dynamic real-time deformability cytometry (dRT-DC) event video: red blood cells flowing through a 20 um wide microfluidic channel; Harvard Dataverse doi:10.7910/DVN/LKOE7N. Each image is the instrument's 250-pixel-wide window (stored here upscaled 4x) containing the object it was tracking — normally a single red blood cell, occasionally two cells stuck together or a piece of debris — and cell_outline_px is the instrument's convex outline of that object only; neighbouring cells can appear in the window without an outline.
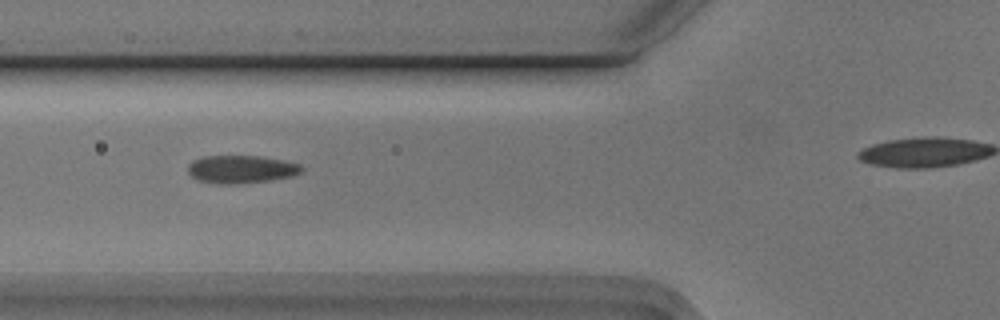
{"species": "Egyptian fruit bat (a non-hibernating species)", "species_latin": "Rousettus aegyptiacus", "temperature_condition": "cold", "stored_images_in_passage": 6, "segment_of_instrument_passage": [1, 2], "camera_frame_rate_fps": 3000, "um_per_image_px": 0.085, "animal": {"sex": "male"}, "frame": {"image": 1, "passage_image": 2, "time_ms": 0.333, "image_size_px": [1000, 320], "cell_outline_px": [[304, 168], [300, 172], [292, 176], [272, 180], [236, 184], [216, 184], [196, 180], [188, 172], [188, 164], [192, 160], [204, 156], [260, 156], [300, 164]], "centroid_in_image_um": [20.46, 14.39], "position_along_channel_um": 105.3, "area_um2": 18.55}}
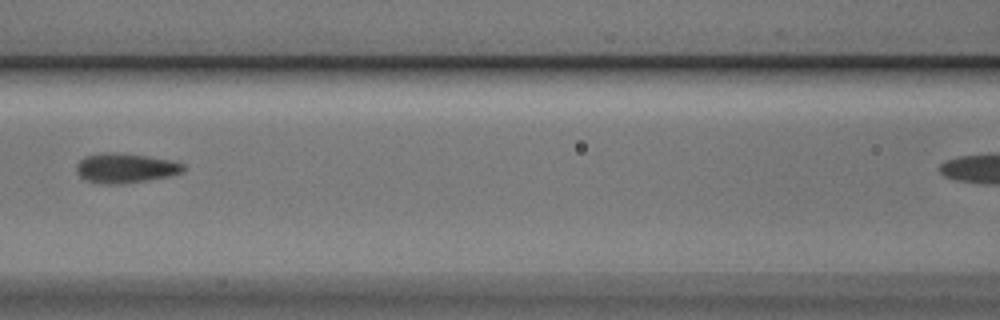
{"frame": {"image": 2, "passage_image": 3, "time_ms": 0.667, "image_size_px": [1000, 320], "cell_outline_px": [[184, 168], [180, 172], [168, 176], [124, 184], [100, 184], [84, 180], [76, 172], [76, 164], [84, 156], [100, 152], [116, 152], [148, 156], [172, 160], [184, 164]], "centroid_in_image_um": [10.59, 14.28], "position_along_channel_um": 156.0, "area_um2": 18.67}}
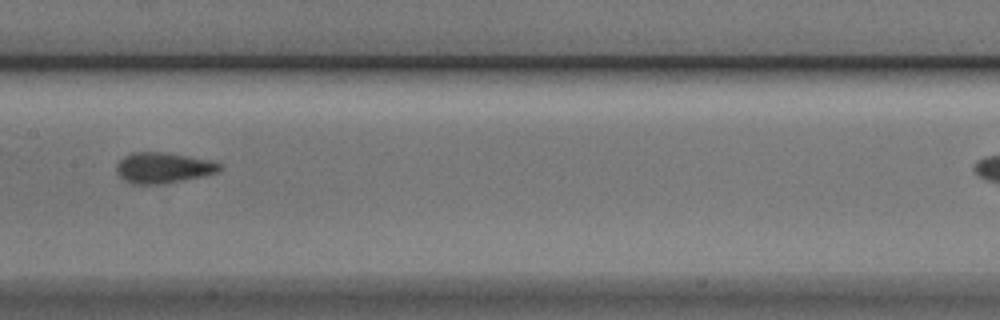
{"frame": {"image": 3, "passage_image": 4, "time_ms": 1.0, "image_size_px": [1000, 320], "cell_outline_px": [[224, 168], [216, 172], [204, 176], [168, 184], [132, 184], [124, 180], [116, 172], [116, 164], [124, 156], [132, 152], [164, 152], [212, 160], [220, 164]], "centroid_in_image_um": [13.88, 14.27], "position_along_channel_um": 193.5, "area_um2": 18.73}}